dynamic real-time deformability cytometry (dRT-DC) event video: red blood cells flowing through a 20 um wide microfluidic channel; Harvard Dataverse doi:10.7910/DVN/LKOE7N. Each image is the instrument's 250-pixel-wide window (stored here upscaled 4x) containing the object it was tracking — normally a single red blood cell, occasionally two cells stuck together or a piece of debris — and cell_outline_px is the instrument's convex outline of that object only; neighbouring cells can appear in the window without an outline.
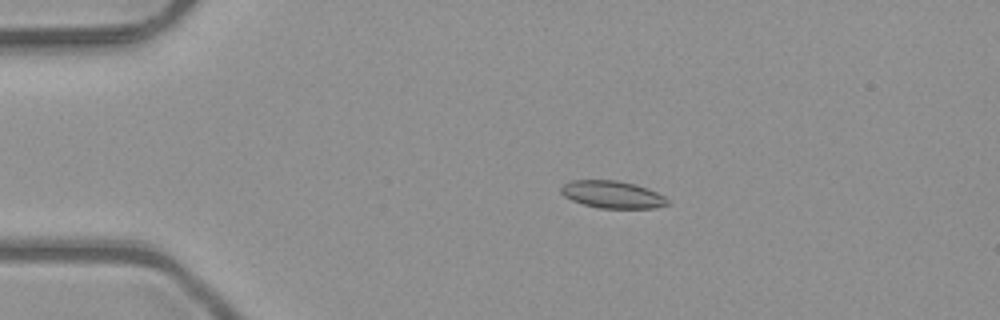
{"species": "common noctule bat (a hibernating species)", "species_latin": "Nyctalus noctula", "temperature_condition": "room temperature", "stored_images_in_passage": 6, "camera_frame_rate_fps": 3000, "um_per_image_px": 0.085, "animal": {"sex": "male", "body_mass_g": 23.1, "forearm_length_mm": 52.7}, "frame": {"image": 1, "passage_image": 3, "time_ms": 0.667, "image_size_px": [1000, 320], "cell_outline_px": [[668, 204], [656, 208], [600, 208], [584, 204], [572, 200], [564, 196], [560, 192], [560, 188], [564, 184], [572, 180], [616, 180], [636, 184], [648, 188], [664, 196], [668, 200]], "centroid_in_image_um": [52.05, 16.53], "position_along_channel_um": 32.9, "area_um2": 16.94}}
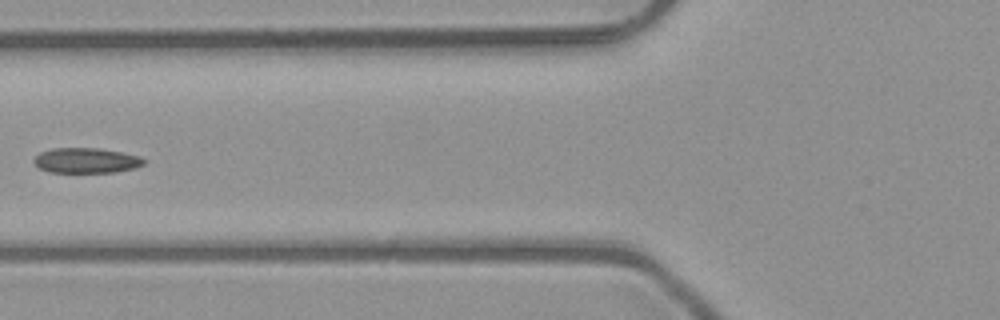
{"frame": {"image": 2, "passage_image": 6, "time_ms": 1.667, "image_size_px": [1000, 320], "cell_outline_px": [[148, 160], [144, 164], [136, 168], [116, 172], [48, 172], [40, 168], [32, 160], [40, 152], [52, 148], [100, 148], [140, 156]], "centroid_in_image_um": [7.36, 13.64], "position_along_channel_um": 118.4, "area_um2": 16.24}}